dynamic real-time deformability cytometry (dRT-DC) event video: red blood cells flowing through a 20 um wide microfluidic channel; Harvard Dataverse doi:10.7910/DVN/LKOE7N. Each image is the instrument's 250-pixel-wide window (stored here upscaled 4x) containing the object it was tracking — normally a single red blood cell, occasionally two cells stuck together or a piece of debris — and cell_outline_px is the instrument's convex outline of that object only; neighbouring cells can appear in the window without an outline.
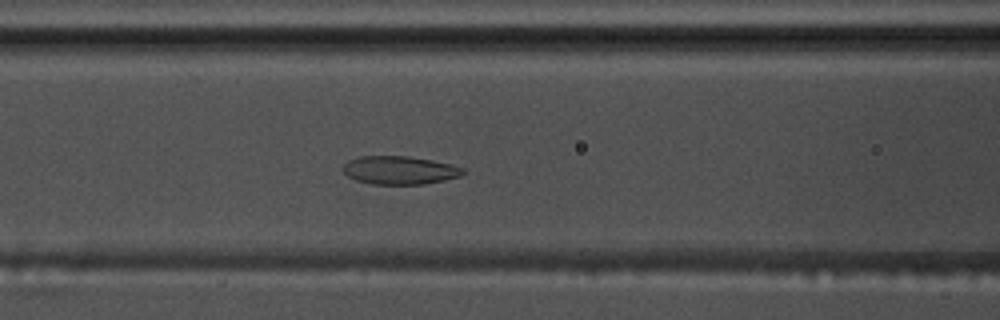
{"species": "common noctule bat (a hibernating species)", "species_latin": "Nyctalus noctula", "temperature_condition": "warm", "stored_images_in_passage": 56, "camera_frame_rate_fps": 3000, "um_per_image_px": 0.085, "animal": {"sex": "male", "body_mass_g": 17.5, "forearm_length_mm": 52.3}, "frame": {"image": 1, "passage_image": 23, "time_ms": 7.333, "image_size_px": [1000, 320], "cell_outline_px": [[464, 172], [460, 176], [444, 180], [424, 184], [372, 184], [356, 180], [348, 176], [344, 172], [344, 164], [348, 160], [360, 156], [408, 156], [432, 160], [452, 164], [464, 168]], "centroid_in_image_um": [33.98, 14.46], "position_along_channel_um": 132.6, "area_um2": 19.71}}
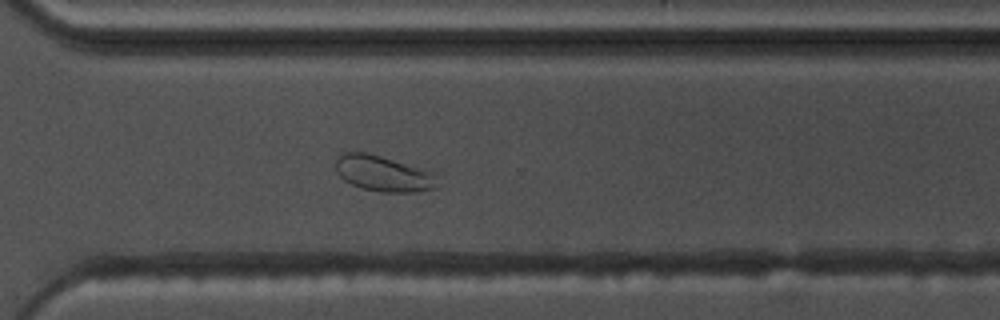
{"frame": {"image": 2, "passage_image": 40, "time_ms": 13.0, "image_size_px": [1000, 320], "cell_outline_px": [[436, 188], [416, 192], [380, 192], [360, 188], [344, 180], [336, 172], [336, 160], [344, 152], [368, 152], [436, 172]], "centroid_in_image_um": [32.59, 14.75], "position_along_channel_um": 338.0, "area_um2": 21.33}}
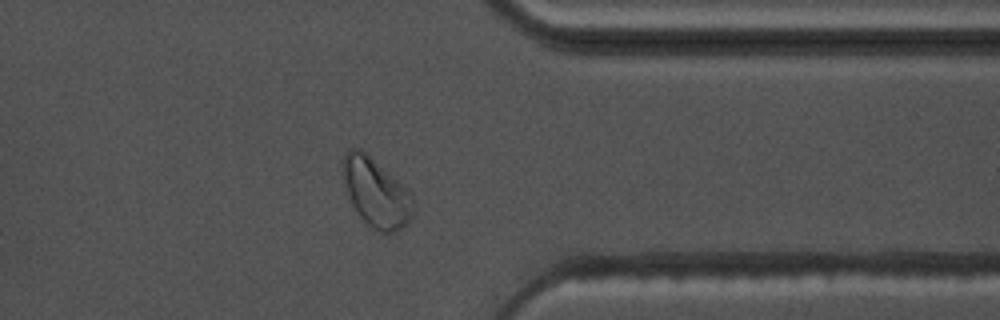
{"frame": {"image": 3, "passage_image": 44, "time_ms": 14.333, "image_size_px": [1000, 320], "cell_outline_px": [[416, 204], [412, 216], [400, 228], [392, 232], [380, 232], [372, 228], [356, 212], [348, 196], [344, 184], [344, 152], [348, 148], [360, 148], [412, 192]], "centroid_in_image_um": [31.99, 16.37], "position_along_channel_um": 379.4, "area_um2": 27.98}, "authors_computed_cell_mechanics": {"area_um2": 24.0448, "velocity_mm_per_s": 3.6284, "shape_relaxation_time_tau1_ms": null, "shape_relaxation_time_tau2_ms": 1.1313, "deformation_change_tau1": null, "deformation_change_tau2": 0.0427}}